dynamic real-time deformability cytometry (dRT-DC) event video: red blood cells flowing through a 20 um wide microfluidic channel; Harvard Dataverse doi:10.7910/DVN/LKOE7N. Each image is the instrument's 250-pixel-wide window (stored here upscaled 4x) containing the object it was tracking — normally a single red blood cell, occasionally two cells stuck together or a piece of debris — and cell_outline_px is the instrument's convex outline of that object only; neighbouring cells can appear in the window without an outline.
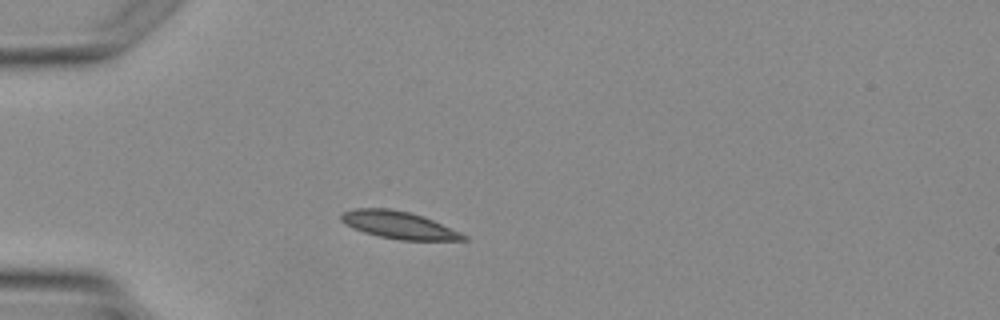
{"species": "Egyptian fruit bat (a non-hibernating species)", "species_latin": "Rousettus aegyptiacus", "temperature_condition": "warm", "stored_images_in_passage": 1, "camera_frame_rate_fps": 3000, "um_per_image_px": 0.085, "animal": {"sex": "female"}, "frame": {"image": 1, "passage_image": 1, "time_ms": 0.0, "image_size_px": [1000, 320], "cell_outline_px": [[468, 240], [400, 240], [380, 236], [364, 232], [352, 228], [344, 224], [340, 220], [340, 216], [344, 212], [356, 208], [388, 208], [408, 212], [432, 220], [460, 232], [468, 236]], "centroid_in_image_um": [33.87, 19.13], "position_along_channel_um": 51.1, "area_um2": 19.25}}